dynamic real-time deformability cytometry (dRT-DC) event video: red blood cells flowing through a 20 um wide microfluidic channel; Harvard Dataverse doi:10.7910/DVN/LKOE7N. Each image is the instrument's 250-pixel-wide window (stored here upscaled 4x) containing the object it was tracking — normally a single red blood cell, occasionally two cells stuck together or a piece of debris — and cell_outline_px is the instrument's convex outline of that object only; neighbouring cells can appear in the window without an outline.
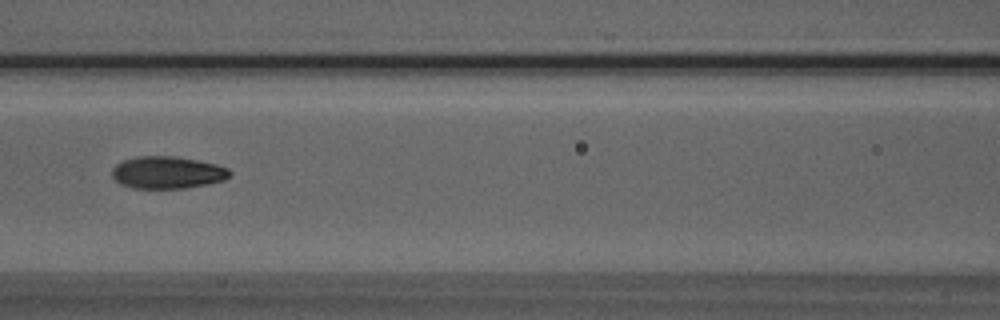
{"species": "Egyptian fruit bat (a non-hibernating species)", "species_latin": "Rousettus aegyptiacus", "temperature_condition": "room temperature", "stored_images_in_passage": 6, "camera_frame_rate_fps": 3000, "um_per_image_px": 0.085, "animal": {"sex": "male"}, "frame": {"image": 1, "passage_image": 6, "time_ms": 5.667, "image_size_px": [1000, 320], "cell_outline_px": [[232, 172], [224, 180], [184, 188], [132, 188], [120, 184], [112, 176], [112, 168], [116, 164], [124, 160], [136, 156], [176, 156], [216, 164], [228, 168]], "centroid_in_image_um": [14.2, 14.65], "position_along_channel_um": 152.4, "area_um2": 22.02}}